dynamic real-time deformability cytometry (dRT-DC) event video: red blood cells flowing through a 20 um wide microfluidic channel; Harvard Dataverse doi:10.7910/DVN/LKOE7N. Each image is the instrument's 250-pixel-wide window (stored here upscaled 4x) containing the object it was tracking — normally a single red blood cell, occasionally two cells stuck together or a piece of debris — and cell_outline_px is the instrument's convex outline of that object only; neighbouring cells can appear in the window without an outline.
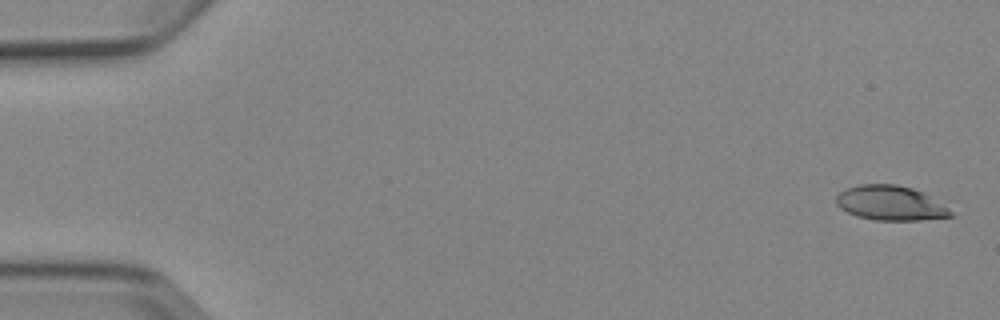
{"species": "Egyptian fruit bat (a non-hibernating species)", "species_latin": "Rousettus aegyptiacus", "temperature_condition": "cold", "stored_images_in_passage": 6, "camera_frame_rate_fps": 3000, "um_per_image_px": 0.085, "animal": {"sex": "female"}, "frame": {"image": 1, "passage_image": 1, "time_ms": 0.0, "image_size_px": [1000, 320], "cell_outline_px": [[956, 216], [920, 220], [876, 220], [856, 216], [840, 208], [836, 204], [836, 196], [840, 192], [848, 188], [860, 184], [896, 184], [912, 188], [924, 192], [948, 208]], "centroid_in_image_um": [75.7, 17.26], "position_along_channel_um": 9.3, "area_um2": 23.12}}
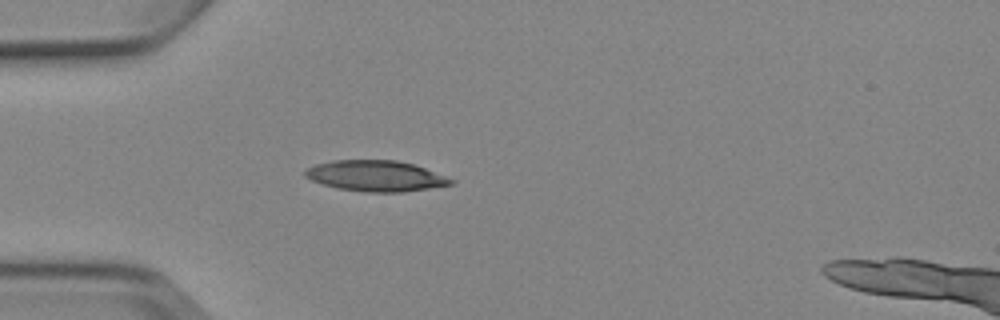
{"frame": {"image": 2, "passage_image": 5, "time_ms": 4.667, "image_size_px": [1000, 320], "cell_outline_px": [[456, 180], [452, 184], [404, 192], [368, 192], [336, 188], [312, 180], [304, 176], [304, 172], [308, 168], [316, 164], [332, 160], [396, 160], [412, 164], [424, 168]], "centroid_in_image_um": [31.93, 14.95], "position_along_channel_um": 53.1, "area_um2": 25.95}}